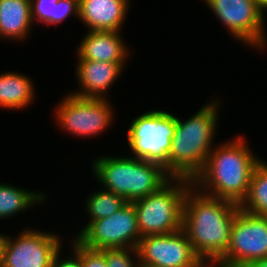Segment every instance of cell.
<instances>
[{"label": "cell", "instance_id": "obj_1", "mask_svg": "<svg viewBox=\"0 0 267 267\" xmlns=\"http://www.w3.org/2000/svg\"><path fill=\"white\" fill-rule=\"evenodd\" d=\"M238 209L239 204L204 194L194 185L187 190L182 229L207 266H213L226 253Z\"/></svg>", "mask_w": 267, "mask_h": 267}, {"label": "cell", "instance_id": "obj_3", "mask_svg": "<svg viewBox=\"0 0 267 267\" xmlns=\"http://www.w3.org/2000/svg\"><path fill=\"white\" fill-rule=\"evenodd\" d=\"M219 101L205 104L195 115L185 121L176 117V128L168 156V174L172 178L193 181L203 170L219 119Z\"/></svg>", "mask_w": 267, "mask_h": 267}, {"label": "cell", "instance_id": "obj_19", "mask_svg": "<svg viewBox=\"0 0 267 267\" xmlns=\"http://www.w3.org/2000/svg\"><path fill=\"white\" fill-rule=\"evenodd\" d=\"M30 4L33 22L57 25L70 15L79 17V0H30Z\"/></svg>", "mask_w": 267, "mask_h": 267}, {"label": "cell", "instance_id": "obj_16", "mask_svg": "<svg viewBox=\"0 0 267 267\" xmlns=\"http://www.w3.org/2000/svg\"><path fill=\"white\" fill-rule=\"evenodd\" d=\"M30 0H0V37L23 41L31 32Z\"/></svg>", "mask_w": 267, "mask_h": 267}, {"label": "cell", "instance_id": "obj_8", "mask_svg": "<svg viewBox=\"0 0 267 267\" xmlns=\"http://www.w3.org/2000/svg\"><path fill=\"white\" fill-rule=\"evenodd\" d=\"M267 258V220L263 215L238 209L226 253L213 267H236Z\"/></svg>", "mask_w": 267, "mask_h": 267}, {"label": "cell", "instance_id": "obj_5", "mask_svg": "<svg viewBox=\"0 0 267 267\" xmlns=\"http://www.w3.org/2000/svg\"><path fill=\"white\" fill-rule=\"evenodd\" d=\"M192 185L189 179L171 178L158 191L132 202L142 237L182 229L184 198Z\"/></svg>", "mask_w": 267, "mask_h": 267}, {"label": "cell", "instance_id": "obj_27", "mask_svg": "<svg viewBox=\"0 0 267 267\" xmlns=\"http://www.w3.org/2000/svg\"><path fill=\"white\" fill-rule=\"evenodd\" d=\"M259 9L265 14L267 11V0H255Z\"/></svg>", "mask_w": 267, "mask_h": 267}, {"label": "cell", "instance_id": "obj_28", "mask_svg": "<svg viewBox=\"0 0 267 267\" xmlns=\"http://www.w3.org/2000/svg\"><path fill=\"white\" fill-rule=\"evenodd\" d=\"M141 267H155V266H149V265L141 264Z\"/></svg>", "mask_w": 267, "mask_h": 267}, {"label": "cell", "instance_id": "obj_4", "mask_svg": "<svg viewBox=\"0 0 267 267\" xmlns=\"http://www.w3.org/2000/svg\"><path fill=\"white\" fill-rule=\"evenodd\" d=\"M93 175L103 188L134 202L158 191L172 177L161 165L135 157L99 156Z\"/></svg>", "mask_w": 267, "mask_h": 267}, {"label": "cell", "instance_id": "obj_13", "mask_svg": "<svg viewBox=\"0 0 267 267\" xmlns=\"http://www.w3.org/2000/svg\"><path fill=\"white\" fill-rule=\"evenodd\" d=\"M126 63H110L93 60H78L76 78L81 86L71 94L82 98H104L113 83L119 78Z\"/></svg>", "mask_w": 267, "mask_h": 267}, {"label": "cell", "instance_id": "obj_22", "mask_svg": "<svg viewBox=\"0 0 267 267\" xmlns=\"http://www.w3.org/2000/svg\"><path fill=\"white\" fill-rule=\"evenodd\" d=\"M105 260L108 267H141L136 248L105 249Z\"/></svg>", "mask_w": 267, "mask_h": 267}, {"label": "cell", "instance_id": "obj_18", "mask_svg": "<svg viewBox=\"0 0 267 267\" xmlns=\"http://www.w3.org/2000/svg\"><path fill=\"white\" fill-rule=\"evenodd\" d=\"M46 195L42 192L21 189L5 183H0V220L24 212L33 205L44 203Z\"/></svg>", "mask_w": 267, "mask_h": 267}, {"label": "cell", "instance_id": "obj_11", "mask_svg": "<svg viewBox=\"0 0 267 267\" xmlns=\"http://www.w3.org/2000/svg\"><path fill=\"white\" fill-rule=\"evenodd\" d=\"M141 264L155 267H207L183 229L141 237L136 247Z\"/></svg>", "mask_w": 267, "mask_h": 267}, {"label": "cell", "instance_id": "obj_20", "mask_svg": "<svg viewBox=\"0 0 267 267\" xmlns=\"http://www.w3.org/2000/svg\"><path fill=\"white\" fill-rule=\"evenodd\" d=\"M260 160L253 171L246 197L239 208L263 215L267 211V162Z\"/></svg>", "mask_w": 267, "mask_h": 267}, {"label": "cell", "instance_id": "obj_12", "mask_svg": "<svg viewBox=\"0 0 267 267\" xmlns=\"http://www.w3.org/2000/svg\"><path fill=\"white\" fill-rule=\"evenodd\" d=\"M60 238L55 233L29 228L14 239L7 236L2 267H51L62 249Z\"/></svg>", "mask_w": 267, "mask_h": 267}, {"label": "cell", "instance_id": "obj_21", "mask_svg": "<svg viewBox=\"0 0 267 267\" xmlns=\"http://www.w3.org/2000/svg\"><path fill=\"white\" fill-rule=\"evenodd\" d=\"M86 211L90 221L103 219L117 212L127 201L120 195L106 189L90 193L86 198Z\"/></svg>", "mask_w": 267, "mask_h": 267}, {"label": "cell", "instance_id": "obj_29", "mask_svg": "<svg viewBox=\"0 0 267 267\" xmlns=\"http://www.w3.org/2000/svg\"><path fill=\"white\" fill-rule=\"evenodd\" d=\"M263 216H264L265 219L267 220V211L263 214Z\"/></svg>", "mask_w": 267, "mask_h": 267}, {"label": "cell", "instance_id": "obj_17", "mask_svg": "<svg viewBox=\"0 0 267 267\" xmlns=\"http://www.w3.org/2000/svg\"><path fill=\"white\" fill-rule=\"evenodd\" d=\"M29 77L17 72L0 74V107L9 110L27 108L35 96V88Z\"/></svg>", "mask_w": 267, "mask_h": 267}, {"label": "cell", "instance_id": "obj_10", "mask_svg": "<svg viewBox=\"0 0 267 267\" xmlns=\"http://www.w3.org/2000/svg\"><path fill=\"white\" fill-rule=\"evenodd\" d=\"M204 2L234 39L257 49L267 47L265 14L259 9L255 0H204Z\"/></svg>", "mask_w": 267, "mask_h": 267}, {"label": "cell", "instance_id": "obj_7", "mask_svg": "<svg viewBox=\"0 0 267 267\" xmlns=\"http://www.w3.org/2000/svg\"><path fill=\"white\" fill-rule=\"evenodd\" d=\"M108 100V98H82L70 93L53 111L54 118L62 131L76 137H95L111 127V122L114 121V108Z\"/></svg>", "mask_w": 267, "mask_h": 267}, {"label": "cell", "instance_id": "obj_25", "mask_svg": "<svg viewBox=\"0 0 267 267\" xmlns=\"http://www.w3.org/2000/svg\"><path fill=\"white\" fill-rule=\"evenodd\" d=\"M236 267H267V258L245 263L243 265H238Z\"/></svg>", "mask_w": 267, "mask_h": 267}, {"label": "cell", "instance_id": "obj_26", "mask_svg": "<svg viewBox=\"0 0 267 267\" xmlns=\"http://www.w3.org/2000/svg\"><path fill=\"white\" fill-rule=\"evenodd\" d=\"M7 235L0 234V267L3 265L4 247L6 243Z\"/></svg>", "mask_w": 267, "mask_h": 267}, {"label": "cell", "instance_id": "obj_2", "mask_svg": "<svg viewBox=\"0 0 267 267\" xmlns=\"http://www.w3.org/2000/svg\"><path fill=\"white\" fill-rule=\"evenodd\" d=\"M244 139L237 136L213 148L192 184L204 194L240 204L260 161Z\"/></svg>", "mask_w": 267, "mask_h": 267}, {"label": "cell", "instance_id": "obj_6", "mask_svg": "<svg viewBox=\"0 0 267 267\" xmlns=\"http://www.w3.org/2000/svg\"><path fill=\"white\" fill-rule=\"evenodd\" d=\"M176 128V116L163 110H149L132 120L127 132L135 158L154 162L168 173V156Z\"/></svg>", "mask_w": 267, "mask_h": 267}, {"label": "cell", "instance_id": "obj_24", "mask_svg": "<svg viewBox=\"0 0 267 267\" xmlns=\"http://www.w3.org/2000/svg\"><path fill=\"white\" fill-rule=\"evenodd\" d=\"M72 250H73V253L71 254V256L73 255L72 257L71 256L68 258L64 257L61 259L60 258L61 249H59V251L54 256L51 267H82L81 257L79 253L74 248H72Z\"/></svg>", "mask_w": 267, "mask_h": 267}, {"label": "cell", "instance_id": "obj_9", "mask_svg": "<svg viewBox=\"0 0 267 267\" xmlns=\"http://www.w3.org/2000/svg\"><path fill=\"white\" fill-rule=\"evenodd\" d=\"M141 234L134 204L126 202L117 212L85 225L76 239L88 248H136Z\"/></svg>", "mask_w": 267, "mask_h": 267}, {"label": "cell", "instance_id": "obj_23", "mask_svg": "<svg viewBox=\"0 0 267 267\" xmlns=\"http://www.w3.org/2000/svg\"><path fill=\"white\" fill-rule=\"evenodd\" d=\"M71 248H74L81 257L82 267H108L105 260V249L88 248L73 238Z\"/></svg>", "mask_w": 267, "mask_h": 267}, {"label": "cell", "instance_id": "obj_15", "mask_svg": "<svg viewBox=\"0 0 267 267\" xmlns=\"http://www.w3.org/2000/svg\"><path fill=\"white\" fill-rule=\"evenodd\" d=\"M121 31H88L77 47L78 60L126 63L130 48Z\"/></svg>", "mask_w": 267, "mask_h": 267}, {"label": "cell", "instance_id": "obj_14", "mask_svg": "<svg viewBox=\"0 0 267 267\" xmlns=\"http://www.w3.org/2000/svg\"><path fill=\"white\" fill-rule=\"evenodd\" d=\"M130 0H79L80 21L88 31H120Z\"/></svg>", "mask_w": 267, "mask_h": 267}]
</instances>
